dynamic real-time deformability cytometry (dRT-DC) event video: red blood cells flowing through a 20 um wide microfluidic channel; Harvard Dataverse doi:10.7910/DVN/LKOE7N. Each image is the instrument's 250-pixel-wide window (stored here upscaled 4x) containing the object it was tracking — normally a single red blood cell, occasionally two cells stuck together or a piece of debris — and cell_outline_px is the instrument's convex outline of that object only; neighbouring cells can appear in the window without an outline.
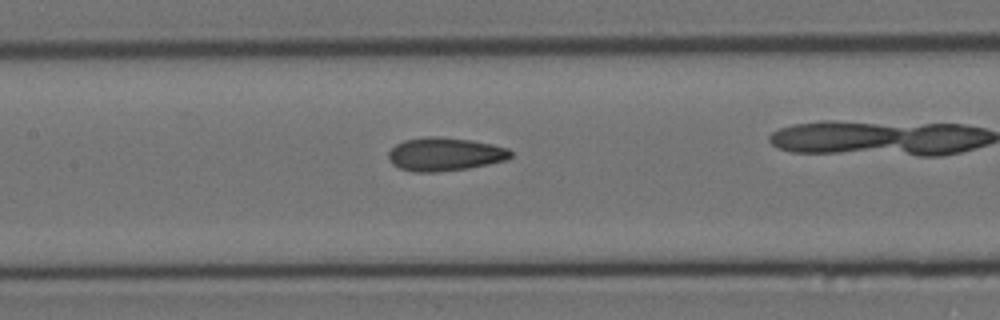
{"species": "Egyptian fruit bat (a non-hibernating species)", "species_latin": "Rousettus aegyptiacus", "temperature_condition": "cold", "stored_images_in_passage": 28, "camera_frame_rate_fps": 3000, "um_per_image_px": 0.085, "animal": {"sex": "female"}, "frame": {"image": 1, "passage_image": 9, "time_ms": 2.667, "image_size_px": [1000, 320], "cell_outline_px": [[512, 156], [508, 160], [468, 168], [440, 172], [412, 172], [400, 168], [392, 164], [388, 160], [388, 152], [396, 144], [404, 140], [428, 136], [432, 136], [472, 140], [492, 144], [508, 148], [512, 152]], "centroid_in_image_um": [37.81, 13.11], "position_along_channel_um": 169.6, "area_um2": 23.93}}
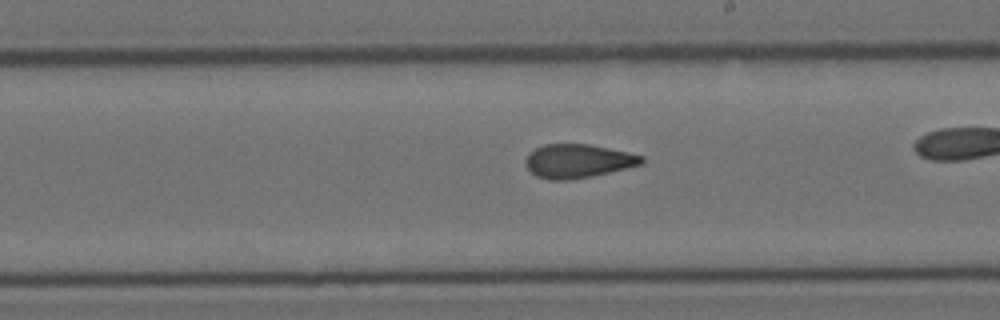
{"frame": {"image": 2, "passage_image": 15, "time_ms": 4.667, "image_size_px": [1000, 320], "cell_outline_px": [[644, 164], [592, 176], [572, 180], [548, 180], [536, 176], [528, 168], [524, 160], [528, 152], [544, 144], [588, 144], [628, 152], [644, 156]], "centroid_in_image_um": [49.12, 13.69], "position_along_channel_um": 239.9, "area_um2": 22.95}}
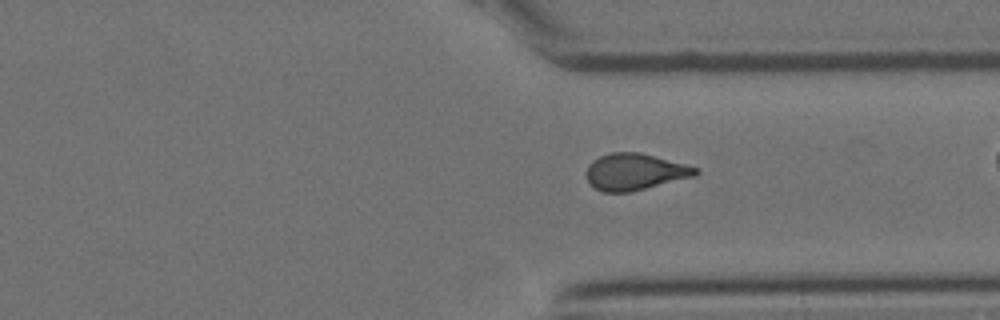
{"frame": {"image": 3, "passage_image": 25, "time_ms": 8.0, "image_size_px": [1000, 320], "cell_outline_px": [[700, 172], [696, 176], [628, 192], [604, 192], [596, 188], [588, 180], [584, 172], [588, 164], [592, 160], [600, 156], [612, 152], [640, 152], [700, 168]], "centroid_in_image_um": [53.96, 14.59], "position_along_channel_um": 357.4, "area_um2": 23.29}}